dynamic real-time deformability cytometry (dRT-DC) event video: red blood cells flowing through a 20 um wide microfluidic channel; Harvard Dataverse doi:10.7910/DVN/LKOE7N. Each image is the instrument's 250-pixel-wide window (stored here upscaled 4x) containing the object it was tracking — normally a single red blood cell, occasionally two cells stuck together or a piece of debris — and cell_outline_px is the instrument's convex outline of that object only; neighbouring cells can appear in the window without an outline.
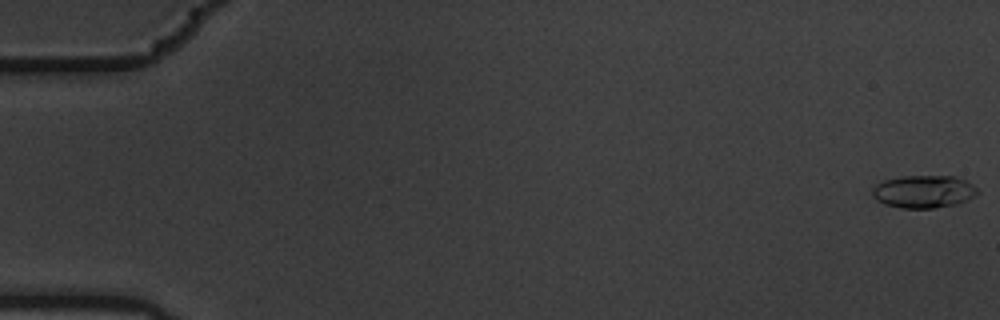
{"species": "common noctule bat (a hibernating species)", "species_latin": "Nyctalus noctula", "temperature_condition": "warm", "stored_images_in_passage": 4, "camera_frame_rate_fps": 3000, "um_per_image_px": 0.085, "animal": {"sex": "male", "body_mass_g": 19.5, "forearm_length_mm": 54.6}, "frame": {"image": 1, "passage_image": 1, "time_ms": 0.0, "image_size_px": [1000, 320], "cell_outline_px": [[980, 192], [976, 196], [960, 204], [932, 208], [900, 208], [884, 204], [876, 200], [872, 196], [872, 188], [876, 184], [884, 180], [900, 176], [952, 176], [964, 180], [972, 184]], "centroid_in_image_um": [78.51, 16.29], "position_along_channel_um": 6.5, "area_um2": 20.29}}